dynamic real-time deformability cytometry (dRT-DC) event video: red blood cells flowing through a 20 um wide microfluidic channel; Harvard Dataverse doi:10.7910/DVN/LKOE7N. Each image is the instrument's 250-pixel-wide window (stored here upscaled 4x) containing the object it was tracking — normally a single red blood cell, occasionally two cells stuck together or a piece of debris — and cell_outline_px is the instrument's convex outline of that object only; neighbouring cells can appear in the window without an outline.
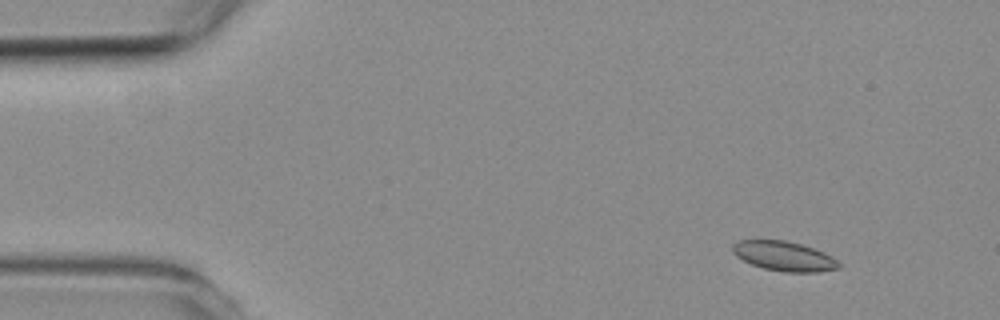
{"species": "common noctule bat (a hibernating species)", "species_latin": "Nyctalus noctula", "temperature_condition": "room temperature", "stored_images_in_passage": 3, "camera_frame_rate_fps": 3000, "um_per_image_px": 0.085, "animal": {"sex": "female", "body_mass_g": 19.3, "forearm_length_mm": 54.1}, "frame": {"image": 1, "passage_image": 3, "time_ms": 5.333, "image_size_px": [1000, 320], "cell_outline_px": [[840, 268], [820, 272], [784, 272], [764, 268], [752, 264], [736, 256], [732, 252], [732, 244], [736, 240], [784, 240], [800, 244], [824, 252], [832, 256], [840, 264]], "centroid_in_image_um": [66.63, 21.77], "position_along_channel_um": 18.4, "area_um2": 18.32}}